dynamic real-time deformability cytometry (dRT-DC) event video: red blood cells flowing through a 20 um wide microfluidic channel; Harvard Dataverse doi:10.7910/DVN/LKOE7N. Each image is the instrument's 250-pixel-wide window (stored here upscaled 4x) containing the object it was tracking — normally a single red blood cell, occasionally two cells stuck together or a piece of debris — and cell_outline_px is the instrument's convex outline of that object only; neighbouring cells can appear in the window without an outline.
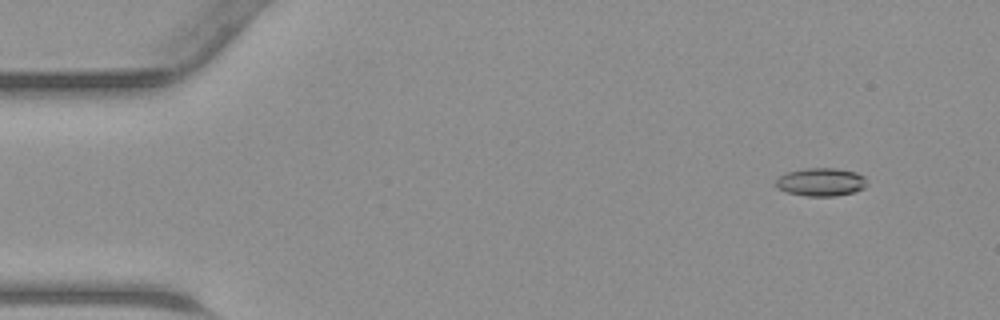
{"species": "common noctule bat (a hibernating species)", "species_latin": "Nyctalus noctula", "temperature_condition": "warm", "stored_images_in_passage": 46, "camera_frame_rate_fps": 3000, "um_per_image_px": 0.085, "animal": {"sex": "male", "body_mass_g": 23.1, "forearm_length_mm": 52.7}, "frame": {"image": 1, "passage_image": 5, "time_ms": 1.333, "image_size_px": [1000, 320], "cell_outline_px": [[868, 184], [864, 188], [852, 192], [836, 196], [808, 196], [788, 192], [776, 188], [776, 180], [784, 172], [808, 168], [836, 168], [856, 172], [864, 176]], "centroid_in_image_um": [69.79, 15.46], "position_along_channel_um": 15.2, "area_um2": 14.97}}
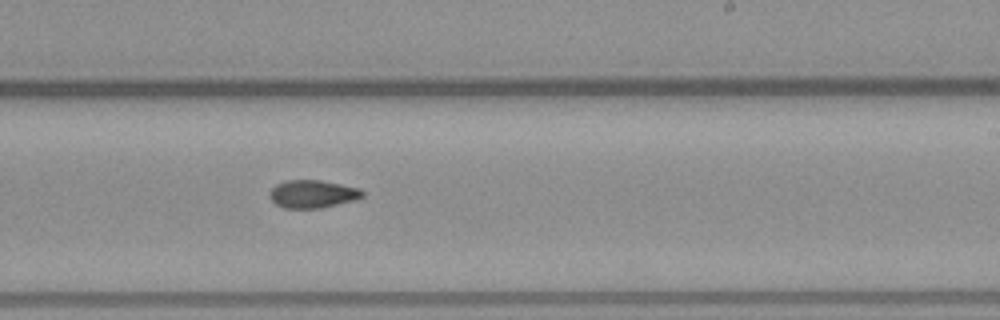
{"frame": {"image": 2, "passage_image": 28, "time_ms": 9.0, "image_size_px": [1000, 320], "cell_outline_px": [[364, 196], [352, 200], [320, 208], [284, 208], [276, 204], [268, 196], [268, 192], [276, 184], [284, 180], [320, 180], [360, 188], [364, 192]], "centroid_in_image_um": [26.53, 16.48], "position_along_channel_um": 262.5, "area_um2": 15.03}}
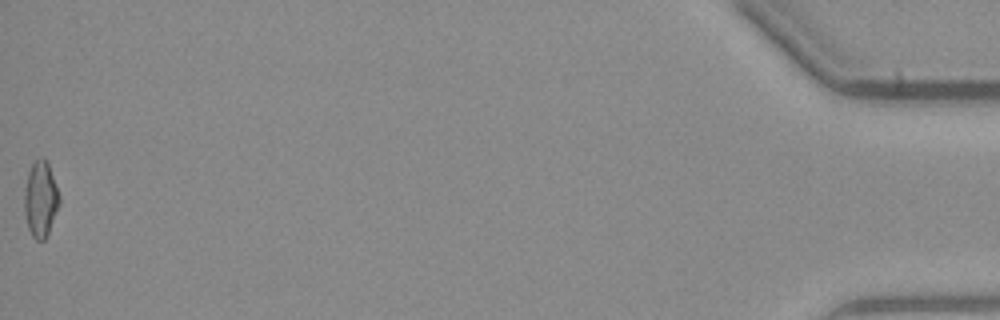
{"frame": {"image": 3, "passage_image": 46, "time_ms": 15.0, "image_size_px": [1000, 320], "cell_outline_px": [[60, 204], [48, 232], [44, 240], [36, 240], [32, 236], [28, 228], [24, 212], [24, 188], [28, 172], [32, 164], [36, 160], [44, 156], [48, 164], [60, 196]], "centroid_in_image_um": [3.44, 16.93], "position_along_channel_um": 431.8, "area_um2": 15.43}}